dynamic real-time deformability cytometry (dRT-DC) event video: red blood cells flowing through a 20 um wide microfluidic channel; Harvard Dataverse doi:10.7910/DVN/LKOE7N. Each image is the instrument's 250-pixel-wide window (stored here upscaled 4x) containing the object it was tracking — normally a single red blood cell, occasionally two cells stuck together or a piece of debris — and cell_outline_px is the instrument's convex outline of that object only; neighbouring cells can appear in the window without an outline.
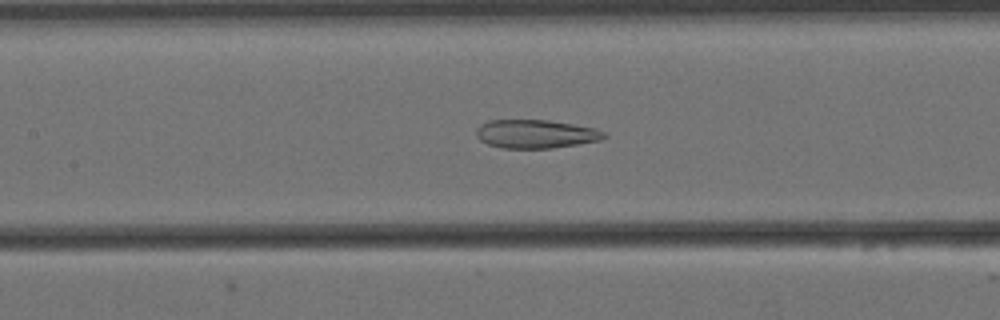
{"species": "Egyptian fruit bat (a non-hibernating species)", "species_latin": "Rousettus aegyptiacus", "temperature_condition": "cold", "stored_images_in_passage": 57, "camera_frame_rate_fps": 3000, "um_per_image_px": 0.085, "animal": {"sex": "female"}, "frame": {"image": 1, "passage_image": 25, "time_ms": 8.0, "image_size_px": [1000, 320], "cell_outline_px": [[608, 136], [600, 140], [552, 148], [504, 148], [488, 144], [480, 140], [476, 136], [476, 128], [480, 124], [488, 120], [548, 120], [596, 128], [604, 132]], "centroid_in_image_um": [45.51, 11.38], "position_along_channel_um": 161.9, "area_um2": 21.21}}
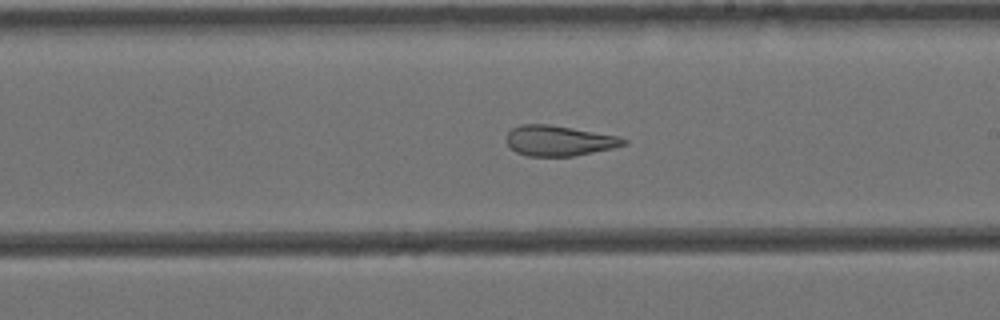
{"frame": {"image": 2, "passage_image": 32, "time_ms": 10.333, "image_size_px": [1000, 320], "cell_outline_px": [[628, 144], [612, 148], [572, 156], [528, 156], [516, 152], [504, 140], [504, 136], [512, 128], [520, 124], [548, 124], [620, 136], [628, 140]], "centroid_in_image_um": [47.49, 11.95], "position_along_channel_um": 241.5, "area_um2": 20.81}}
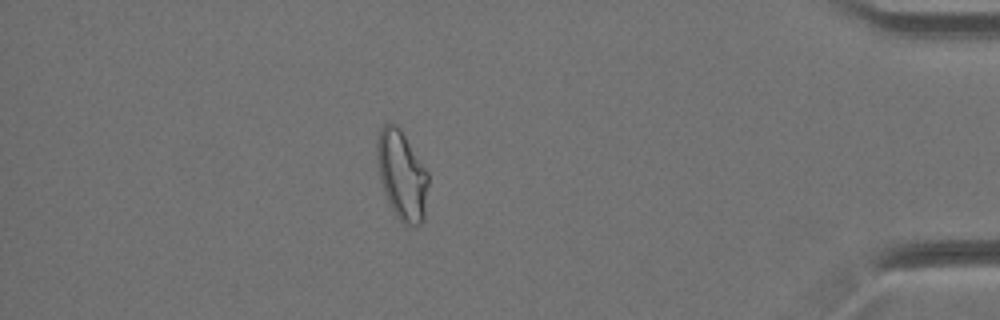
{"frame": {"image": 3, "passage_image": 50, "time_ms": 16.333, "image_size_px": [1000, 320], "cell_outline_px": [[428, 184], [424, 220], [420, 224], [404, 224], [396, 216], [388, 204], [380, 180], [376, 160], [376, 144], [380, 128], [384, 124], [396, 124], [400, 128], [428, 172]], "centroid_in_image_um": [34.14, 14.89], "position_along_channel_um": 401.1, "area_um2": 26.7}, "authors_computed_cell_mechanics": {"area_um2": 25.2586, "velocity_mm_per_s": 3.4324, "shape_relaxation_time_tau1_ms": null, "shape_relaxation_time_tau2_ms": 3.1039, "deformation_change_tau1": null, "deformation_change_tau2": 0.1048}}